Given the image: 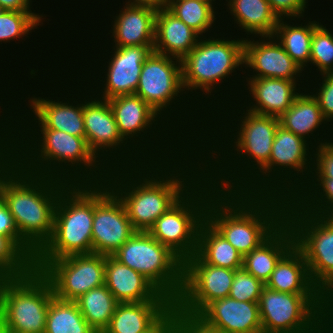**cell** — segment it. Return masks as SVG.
<instances>
[{
  "instance_id": "6da1fadb",
  "label": "cell",
  "mask_w": 333,
  "mask_h": 333,
  "mask_svg": "<svg viewBox=\"0 0 333 333\" xmlns=\"http://www.w3.org/2000/svg\"><path fill=\"white\" fill-rule=\"evenodd\" d=\"M9 82L10 79L6 82L8 88L1 87L5 91L10 89L8 92L0 89V127L14 141L17 163L28 172L71 184L106 182L109 170L91 152L86 137L46 128L26 106L22 107L16 99L18 91H12L14 87L9 88ZM4 93L12 95L6 98Z\"/></svg>"
},
{
  "instance_id": "7a4b0ae2",
  "label": "cell",
  "mask_w": 333,
  "mask_h": 333,
  "mask_svg": "<svg viewBox=\"0 0 333 333\" xmlns=\"http://www.w3.org/2000/svg\"><path fill=\"white\" fill-rule=\"evenodd\" d=\"M219 109L209 117L200 145L205 174L218 190L239 191L269 161L279 118L253 113L235 101Z\"/></svg>"
},
{
  "instance_id": "3957f363",
  "label": "cell",
  "mask_w": 333,
  "mask_h": 333,
  "mask_svg": "<svg viewBox=\"0 0 333 333\" xmlns=\"http://www.w3.org/2000/svg\"><path fill=\"white\" fill-rule=\"evenodd\" d=\"M204 174L202 148L190 146L170 161L110 169L106 183L123 202L133 228L148 232Z\"/></svg>"
},
{
  "instance_id": "277c9868",
  "label": "cell",
  "mask_w": 333,
  "mask_h": 333,
  "mask_svg": "<svg viewBox=\"0 0 333 333\" xmlns=\"http://www.w3.org/2000/svg\"><path fill=\"white\" fill-rule=\"evenodd\" d=\"M243 59L244 39L239 35L233 36V33L231 35V33L221 31L212 36L201 37L198 44L181 60L182 84L187 97L195 105L198 104V108L208 118L216 110H219L221 105L238 98L244 81L242 76L244 72ZM217 92H220V95Z\"/></svg>"
},
{
  "instance_id": "5b68a950",
  "label": "cell",
  "mask_w": 333,
  "mask_h": 333,
  "mask_svg": "<svg viewBox=\"0 0 333 333\" xmlns=\"http://www.w3.org/2000/svg\"><path fill=\"white\" fill-rule=\"evenodd\" d=\"M287 202L279 195L218 190L206 206V220L244 256L285 221Z\"/></svg>"
},
{
  "instance_id": "8992f818",
  "label": "cell",
  "mask_w": 333,
  "mask_h": 333,
  "mask_svg": "<svg viewBox=\"0 0 333 333\" xmlns=\"http://www.w3.org/2000/svg\"><path fill=\"white\" fill-rule=\"evenodd\" d=\"M135 95L140 96L190 146H200L205 140L209 118L186 97L180 59L152 51L143 63Z\"/></svg>"
},
{
  "instance_id": "52a82bcc",
  "label": "cell",
  "mask_w": 333,
  "mask_h": 333,
  "mask_svg": "<svg viewBox=\"0 0 333 333\" xmlns=\"http://www.w3.org/2000/svg\"><path fill=\"white\" fill-rule=\"evenodd\" d=\"M70 184L28 172L18 163L0 184L5 205L14 217L20 238L36 254L52 237L58 199Z\"/></svg>"
},
{
  "instance_id": "ba28073f",
  "label": "cell",
  "mask_w": 333,
  "mask_h": 333,
  "mask_svg": "<svg viewBox=\"0 0 333 333\" xmlns=\"http://www.w3.org/2000/svg\"><path fill=\"white\" fill-rule=\"evenodd\" d=\"M108 102L119 133L146 161H170L190 147L140 96L121 95Z\"/></svg>"
},
{
  "instance_id": "9c48e42d",
  "label": "cell",
  "mask_w": 333,
  "mask_h": 333,
  "mask_svg": "<svg viewBox=\"0 0 333 333\" xmlns=\"http://www.w3.org/2000/svg\"><path fill=\"white\" fill-rule=\"evenodd\" d=\"M313 148L304 138L279 125L269 161L239 191L293 198L310 179Z\"/></svg>"
},
{
  "instance_id": "30bf717a",
  "label": "cell",
  "mask_w": 333,
  "mask_h": 333,
  "mask_svg": "<svg viewBox=\"0 0 333 333\" xmlns=\"http://www.w3.org/2000/svg\"><path fill=\"white\" fill-rule=\"evenodd\" d=\"M93 215L94 183L70 184L58 199L52 237L36 254L35 261L93 253Z\"/></svg>"
},
{
  "instance_id": "8fae6325",
  "label": "cell",
  "mask_w": 333,
  "mask_h": 333,
  "mask_svg": "<svg viewBox=\"0 0 333 333\" xmlns=\"http://www.w3.org/2000/svg\"><path fill=\"white\" fill-rule=\"evenodd\" d=\"M263 333H333V310L323 294H294L263 287Z\"/></svg>"
},
{
  "instance_id": "7c38bea8",
  "label": "cell",
  "mask_w": 333,
  "mask_h": 333,
  "mask_svg": "<svg viewBox=\"0 0 333 333\" xmlns=\"http://www.w3.org/2000/svg\"><path fill=\"white\" fill-rule=\"evenodd\" d=\"M285 221L293 231L295 246L305 257L313 284L333 310V216L309 213L291 198Z\"/></svg>"
},
{
  "instance_id": "4fadbf2b",
  "label": "cell",
  "mask_w": 333,
  "mask_h": 333,
  "mask_svg": "<svg viewBox=\"0 0 333 333\" xmlns=\"http://www.w3.org/2000/svg\"><path fill=\"white\" fill-rule=\"evenodd\" d=\"M218 191L204 174L148 231L183 262L197 252L198 232L206 219L209 199Z\"/></svg>"
},
{
  "instance_id": "5bb4252c",
  "label": "cell",
  "mask_w": 333,
  "mask_h": 333,
  "mask_svg": "<svg viewBox=\"0 0 333 333\" xmlns=\"http://www.w3.org/2000/svg\"><path fill=\"white\" fill-rule=\"evenodd\" d=\"M52 285L37 270L0 280V324L13 333H44Z\"/></svg>"
},
{
  "instance_id": "9a60e30c",
  "label": "cell",
  "mask_w": 333,
  "mask_h": 333,
  "mask_svg": "<svg viewBox=\"0 0 333 333\" xmlns=\"http://www.w3.org/2000/svg\"><path fill=\"white\" fill-rule=\"evenodd\" d=\"M175 302L183 287V261L149 232L137 231L113 255Z\"/></svg>"
},
{
  "instance_id": "2e32d148",
  "label": "cell",
  "mask_w": 333,
  "mask_h": 333,
  "mask_svg": "<svg viewBox=\"0 0 333 333\" xmlns=\"http://www.w3.org/2000/svg\"><path fill=\"white\" fill-rule=\"evenodd\" d=\"M84 84L85 82H83L84 129L91 152L108 170L146 163L147 161L119 133L108 100L95 96Z\"/></svg>"
},
{
  "instance_id": "e0dca14e",
  "label": "cell",
  "mask_w": 333,
  "mask_h": 333,
  "mask_svg": "<svg viewBox=\"0 0 333 333\" xmlns=\"http://www.w3.org/2000/svg\"><path fill=\"white\" fill-rule=\"evenodd\" d=\"M108 40H109V37H107V40H105V39L103 40L105 42L107 41L106 44L103 43L104 45L102 44V46L100 47V48H102V50L104 47V50L102 51L103 53L102 54L99 53L97 55L98 58L102 57L104 59H102V58L96 59L97 61L99 60L97 62L95 60V58L92 59V57H90L91 58L90 60L92 62H95L96 64L91 63V61L89 62V60H88V62L85 64L90 65L91 70H90V67L87 68L84 66V68H85L84 69V68H82V65H80L81 69H79V70L74 69V71H77V73H78V75H76V76L81 77L80 79H83L81 81L86 82V83L88 82L86 85L88 86V88H90L91 92L95 96H97L101 99L109 100L113 97H117V96H121V95L135 94L138 83H139V77L141 75V69H142L143 63H144L145 59L153 51L154 46H129V47H111L110 48V47H107V45L109 44L108 42H110V40L109 41ZM109 48H110V50H109ZM101 61H103V62H101ZM92 64H94V67H96V68H94ZM97 64H99V65H97ZM100 64H101V66H100ZM97 66H99L100 68ZM82 69L85 72L86 71L88 72V70H90V71L88 73L86 72L84 74ZM80 70H82V76L78 72ZM93 71H94V73H93ZM101 73L104 75H102ZM91 74H92V76H91ZM83 76H85V77H83ZM90 78H92L94 81ZM96 78H98V79L96 80ZM98 80H100V81H98ZM91 82H92V84H91ZM93 85L94 86L97 85V86L94 87ZM93 87H94V89H93Z\"/></svg>"
},
{
  "instance_id": "ac0fdd59",
  "label": "cell",
  "mask_w": 333,
  "mask_h": 333,
  "mask_svg": "<svg viewBox=\"0 0 333 333\" xmlns=\"http://www.w3.org/2000/svg\"><path fill=\"white\" fill-rule=\"evenodd\" d=\"M105 259V255L98 253L76 254L52 261H34V269L50 282L55 297L75 301L105 284Z\"/></svg>"
},
{
  "instance_id": "d6986e66",
  "label": "cell",
  "mask_w": 333,
  "mask_h": 333,
  "mask_svg": "<svg viewBox=\"0 0 333 333\" xmlns=\"http://www.w3.org/2000/svg\"><path fill=\"white\" fill-rule=\"evenodd\" d=\"M78 78H76V80H75L78 83L76 87L74 85L68 86V85L64 84L65 82L68 81L67 78H65V81H61L60 79L59 80L51 79V81L49 80V81H47V83L50 82L51 83L50 85H52V83H53V86H54L55 82H56L57 84L55 85L56 87L54 86V88H57V87L59 88V89L58 88L54 89L53 86L51 87L53 90H55V93H54V91L52 93V89L50 87L48 88L49 91H47L48 90L46 88L47 86H45V88L43 87L42 89L46 90V91L43 92L41 90V93H39V94H41L40 96H39V94L36 95L37 93H35V91L32 90L31 97H30V94H31V92H30V93H28L29 95L27 94V96H26L27 99L24 98V96H21V98H19V97H17V98L19 100L21 99L20 100L21 103L26 102L22 105L27 106V109L46 128L60 130L65 133L77 136V137H85L84 118H83V85H82L83 81L80 82L81 79H80V77H78ZM57 81H59L61 83L59 84ZM58 84H59V86L64 85L66 88L65 89L66 91L64 90L63 87H59ZM79 84H81V85L79 86ZM60 88L63 89L64 91L61 90ZM71 88H72V90H71ZM50 89H51V91H50ZM59 90L63 91L62 92L63 94ZM33 92L35 94H33ZM45 92L47 93V95ZM64 92L65 93L68 92L67 94H69V95L65 94ZM43 93L45 94V96L43 95ZM54 94H56V95H54ZM58 94L60 97H57ZM50 95H52V96L50 97ZM66 97H68V98H66ZM24 99H26V100H24ZM22 100H23V102H22Z\"/></svg>"
},
{
  "instance_id": "ffe728a7",
  "label": "cell",
  "mask_w": 333,
  "mask_h": 333,
  "mask_svg": "<svg viewBox=\"0 0 333 333\" xmlns=\"http://www.w3.org/2000/svg\"><path fill=\"white\" fill-rule=\"evenodd\" d=\"M235 270L207 264L197 253L183 262V287L174 305L199 315L211 302L229 297Z\"/></svg>"
},
{
  "instance_id": "44dd1931",
  "label": "cell",
  "mask_w": 333,
  "mask_h": 333,
  "mask_svg": "<svg viewBox=\"0 0 333 333\" xmlns=\"http://www.w3.org/2000/svg\"><path fill=\"white\" fill-rule=\"evenodd\" d=\"M136 232L119 197L106 182L94 183L93 253L112 256Z\"/></svg>"
},
{
  "instance_id": "7402d4cb",
  "label": "cell",
  "mask_w": 333,
  "mask_h": 333,
  "mask_svg": "<svg viewBox=\"0 0 333 333\" xmlns=\"http://www.w3.org/2000/svg\"><path fill=\"white\" fill-rule=\"evenodd\" d=\"M243 63L244 78L308 81L305 72L286 53L274 36L245 38Z\"/></svg>"
},
{
  "instance_id": "603a6c76",
  "label": "cell",
  "mask_w": 333,
  "mask_h": 333,
  "mask_svg": "<svg viewBox=\"0 0 333 333\" xmlns=\"http://www.w3.org/2000/svg\"><path fill=\"white\" fill-rule=\"evenodd\" d=\"M306 82L278 78H244L243 89L236 102L242 101L240 105L253 113L279 118L306 89Z\"/></svg>"
},
{
  "instance_id": "cb8c5ba5",
  "label": "cell",
  "mask_w": 333,
  "mask_h": 333,
  "mask_svg": "<svg viewBox=\"0 0 333 333\" xmlns=\"http://www.w3.org/2000/svg\"><path fill=\"white\" fill-rule=\"evenodd\" d=\"M173 301L119 303L103 333H170Z\"/></svg>"
},
{
  "instance_id": "d4e9b609",
  "label": "cell",
  "mask_w": 333,
  "mask_h": 333,
  "mask_svg": "<svg viewBox=\"0 0 333 333\" xmlns=\"http://www.w3.org/2000/svg\"><path fill=\"white\" fill-rule=\"evenodd\" d=\"M119 10L108 16L110 30L109 47L154 46L155 43V16L157 10L148 6L122 5ZM122 7H121V6Z\"/></svg>"
},
{
  "instance_id": "484cf974",
  "label": "cell",
  "mask_w": 333,
  "mask_h": 333,
  "mask_svg": "<svg viewBox=\"0 0 333 333\" xmlns=\"http://www.w3.org/2000/svg\"><path fill=\"white\" fill-rule=\"evenodd\" d=\"M303 91L279 117V124L304 138L313 147L333 141V127L323 117L317 100L308 90Z\"/></svg>"
},
{
  "instance_id": "4316f807",
  "label": "cell",
  "mask_w": 333,
  "mask_h": 333,
  "mask_svg": "<svg viewBox=\"0 0 333 333\" xmlns=\"http://www.w3.org/2000/svg\"><path fill=\"white\" fill-rule=\"evenodd\" d=\"M224 8L226 11H221L220 20L225 22L228 20L227 28H225V24L221 25L222 30L225 29L228 32V26H231L230 31L231 34H236L232 32L233 26L237 29V36L239 34L242 35L243 39L249 37H262V36H273L276 26L280 20V18L275 14L272 10L268 0H224ZM228 12V14H227ZM223 13V14H222ZM226 13V14H225ZM225 14V17H224ZM230 22L229 23V18ZM223 18V19H222ZM225 18V19H224ZM227 19V20H226ZM232 20V21H231ZM230 24V25H229ZM236 24V25H235ZM240 32H239V31ZM244 32V33H242ZM247 34V35H246ZM244 35V36H243ZM246 36V37H245Z\"/></svg>"
},
{
  "instance_id": "83f0119b",
  "label": "cell",
  "mask_w": 333,
  "mask_h": 333,
  "mask_svg": "<svg viewBox=\"0 0 333 333\" xmlns=\"http://www.w3.org/2000/svg\"><path fill=\"white\" fill-rule=\"evenodd\" d=\"M198 316L223 333H263L258 302L225 297L211 302Z\"/></svg>"
},
{
  "instance_id": "f1b7e54d",
  "label": "cell",
  "mask_w": 333,
  "mask_h": 333,
  "mask_svg": "<svg viewBox=\"0 0 333 333\" xmlns=\"http://www.w3.org/2000/svg\"><path fill=\"white\" fill-rule=\"evenodd\" d=\"M105 285L119 303L172 301L142 274L113 256L105 259Z\"/></svg>"
},
{
  "instance_id": "f546056e",
  "label": "cell",
  "mask_w": 333,
  "mask_h": 333,
  "mask_svg": "<svg viewBox=\"0 0 333 333\" xmlns=\"http://www.w3.org/2000/svg\"><path fill=\"white\" fill-rule=\"evenodd\" d=\"M201 36L167 8L157 10L153 51L182 60L199 42Z\"/></svg>"
},
{
  "instance_id": "4dcf8cb0",
  "label": "cell",
  "mask_w": 333,
  "mask_h": 333,
  "mask_svg": "<svg viewBox=\"0 0 333 333\" xmlns=\"http://www.w3.org/2000/svg\"><path fill=\"white\" fill-rule=\"evenodd\" d=\"M295 245L290 225L284 221L264 242L243 256V268L264 284L279 260Z\"/></svg>"
},
{
  "instance_id": "1f68e13d",
  "label": "cell",
  "mask_w": 333,
  "mask_h": 333,
  "mask_svg": "<svg viewBox=\"0 0 333 333\" xmlns=\"http://www.w3.org/2000/svg\"><path fill=\"white\" fill-rule=\"evenodd\" d=\"M319 19L318 17V20H312L310 15L302 18H280L273 34L286 53L307 72V80L310 74L311 40L314 29L322 21Z\"/></svg>"
},
{
  "instance_id": "d6a6232c",
  "label": "cell",
  "mask_w": 333,
  "mask_h": 333,
  "mask_svg": "<svg viewBox=\"0 0 333 333\" xmlns=\"http://www.w3.org/2000/svg\"><path fill=\"white\" fill-rule=\"evenodd\" d=\"M265 286L278 292L322 294L310 278L303 253L295 245L276 264Z\"/></svg>"
},
{
  "instance_id": "836d02e7",
  "label": "cell",
  "mask_w": 333,
  "mask_h": 333,
  "mask_svg": "<svg viewBox=\"0 0 333 333\" xmlns=\"http://www.w3.org/2000/svg\"><path fill=\"white\" fill-rule=\"evenodd\" d=\"M207 264L232 270L243 266V255L206 219L198 232L196 252Z\"/></svg>"
},
{
  "instance_id": "e575fe53",
  "label": "cell",
  "mask_w": 333,
  "mask_h": 333,
  "mask_svg": "<svg viewBox=\"0 0 333 333\" xmlns=\"http://www.w3.org/2000/svg\"><path fill=\"white\" fill-rule=\"evenodd\" d=\"M166 8L201 37L212 36L222 30L219 25L221 13L209 3L197 0H167Z\"/></svg>"
},
{
  "instance_id": "d590c367",
  "label": "cell",
  "mask_w": 333,
  "mask_h": 333,
  "mask_svg": "<svg viewBox=\"0 0 333 333\" xmlns=\"http://www.w3.org/2000/svg\"><path fill=\"white\" fill-rule=\"evenodd\" d=\"M75 302L86 322L96 333H103L108 328L119 304L105 284L89 290Z\"/></svg>"
},
{
  "instance_id": "8d00e7d4",
  "label": "cell",
  "mask_w": 333,
  "mask_h": 333,
  "mask_svg": "<svg viewBox=\"0 0 333 333\" xmlns=\"http://www.w3.org/2000/svg\"><path fill=\"white\" fill-rule=\"evenodd\" d=\"M37 11L38 13L4 10L0 15V47L3 46V43L7 45L8 42L10 44H13L12 47L15 43L21 44L20 42H22L23 44L24 41L30 39V37L32 36V32H35L36 29L38 30L39 27L45 26V22L47 23L48 21L47 25H50L49 21L51 20L50 18L46 19V17L51 16H49L48 14L45 15L44 11ZM12 41H15V43H11Z\"/></svg>"
},
{
  "instance_id": "74e56055",
  "label": "cell",
  "mask_w": 333,
  "mask_h": 333,
  "mask_svg": "<svg viewBox=\"0 0 333 333\" xmlns=\"http://www.w3.org/2000/svg\"><path fill=\"white\" fill-rule=\"evenodd\" d=\"M44 333H96L86 322L75 301L57 297L48 307Z\"/></svg>"
},
{
  "instance_id": "f35d334b",
  "label": "cell",
  "mask_w": 333,
  "mask_h": 333,
  "mask_svg": "<svg viewBox=\"0 0 333 333\" xmlns=\"http://www.w3.org/2000/svg\"><path fill=\"white\" fill-rule=\"evenodd\" d=\"M292 199L309 213L333 216V179H309Z\"/></svg>"
},
{
  "instance_id": "ab89813d",
  "label": "cell",
  "mask_w": 333,
  "mask_h": 333,
  "mask_svg": "<svg viewBox=\"0 0 333 333\" xmlns=\"http://www.w3.org/2000/svg\"><path fill=\"white\" fill-rule=\"evenodd\" d=\"M327 27V24L321 22L313 31L309 78L333 73V29Z\"/></svg>"
},
{
  "instance_id": "60d3db41",
  "label": "cell",
  "mask_w": 333,
  "mask_h": 333,
  "mask_svg": "<svg viewBox=\"0 0 333 333\" xmlns=\"http://www.w3.org/2000/svg\"><path fill=\"white\" fill-rule=\"evenodd\" d=\"M34 262L8 237L0 235V278L29 274Z\"/></svg>"
},
{
  "instance_id": "b9f144b4",
  "label": "cell",
  "mask_w": 333,
  "mask_h": 333,
  "mask_svg": "<svg viewBox=\"0 0 333 333\" xmlns=\"http://www.w3.org/2000/svg\"><path fill=\"white\" fill-rule=\"evenodd\" d=\"M314 78L307 81L306 89L317 100L323 117L333 127V73L321 74L314 76Z\"/></svg>"
},
{
  "instance_id": "7bdbcfd3",
  "label": "cell",
  "mask_w": 333,
  "mask_h": 333,
  "mask_svg": "<svg viewBox=\"0 0 333 333\" xmlns=\"http://www.w3.org/2000/svg\"><path fill=\"white\" fill-rule=\"evenodd\" d=\"M265 284L243 267L236 269L229 297L243 302H259Z\"/></svg>"
},
{
  "instance_id": "ee69618b",
  "label": "cell",
  "mask_w": 333,
  "mask_h": 333,
  "mask_svg": "<svg viewBox=\"0 0 333 333\" xmlns=\"http://www.w3.org/2000/svg\"><path fill=\"white\" fill-rule=\"evenodd\" d=\"M310 179H333V141L313 148Z\"/></svg>"
},
{
  "instance_id": "f6af8a7d",
  "label": "cell",
  "mask_w": 333,
  "mask_h": 333,
  "mask_svg": "<svg viewBox=\"0 0 333 333\" xmlns=\"http://www.w3.org/2000/svg\"><path fill=\"white\" fill-rule=\"evenodd\" d=\"M0 235L10 238L33 262L35 261L36 253L20 238L14 217L5 204L0 208Z\"/></svg>"
},
{
  "instance_id": "bcb514c9",
  "label": "cell",
  "mask_w": 333,
  "mask_h": 333,
  "mask_svg": "<svg viewBox=\"0 0 333 333\" xmlns=\"http://www.w3.org/2000/svg\"><path fill=\"white\" fill-rule=\"evenodd\" d=\"M311 0H268L272 10L279 18H302L308 16ZM307 9V11H306ZM306 13V14H305Z\"/></svg>"
},
{
  "instance_id": "7dc6e473",
  "label": "cell",
  "mask_w": 333,
  "mask_h": 333,
  "mask_svg": "<svg viewBox=\"0 0 333 333\" xmlns=\"http://www.w3.org/2000/svg\"><path fill=\"white\" fill-rule=\"evenodd\" d=\"M17 164L13 139L0 127V184L4 176Z\"/></svg>"
},
{
  "instance_id": "c3c4849f",
  "label": "cell",
  "mask_w": 333,
  "mask_h": 333,
  "mask_svg": "<svg viewBox=\"0 0 333 333\" xmlns=\"http://www.w3.org/2000/svg\"><path fill=\"white\" fill-rule=\"evenodd\" d=\"M36 1V0H35ZM34 0H0V6L4 10L35 12L33 9Z\"/></svg>"
},
{
  "instance_id": "681fc988",
  "label": "cell",
  "mask_w": 333,
  "mask_h": 333,
  "mask_svg": "<svg viewBox=\"0 0 333 333\" xmlns=\"http://www.w3.org/2000/svg\"><path fill=\"white\" fill-rule=\"evenodd\" d=\"M122 4L126 5H137V6H148L156 10L167 7V0H122Z\"/></svg>"
},
{
  "instance_id": "f907efd6",
  "label": "cell",
  "mask_w": 333,
  "mask_h": 333,
  "mask_svg": "<svg viewBox=\"0 0 333 333\" xmlns=\"http://www.w3.org/2000/svg\"><path fill=\"white\" fill-rule=\"evenodd\" d=\"M197 1H201V2H205V3H209V4H211L215 9H217L218 10V12H219V10L221 9L222 11H223V6L224 5H222V4H224V2H223V0H197ZM219 1V2H218ZM218 2V3H217ZM222 2V3H221ZM221 3V4H220ZM219 5V7H217L218 5ZM216 5V6H215ZM221 7V8H220ZM220 8V9H219Z\"/></svg>"
},
{
  "instance_id": "816d5d0a",
  "label": "cell",
  "mask_w": 333,
  "mask_h": 333,
  "mask_svg": "<svg viewBox=\"0 0 333 333\" xmlns=\"http://www.w3.org/2000/svg\"><path fill=\"white\" fill-rule=\"evenodd\" d=\"M5 204V198L3 192L0 190V208Z\"/></svg>"
},
{
  "instance_id": "f5cc1de1",
  "label": "cell",
  "mask_w": 333,
  "mask_h": 333,
  "mask_svg": "<svg viewBox=\"0 0 333 333\" xmlns=\"http://www.w3.org/2000/svg\"><path fill=\"white\" fill-rule=\"evenodd\" d=\"M0 333H9V332L0 324Z\"/></svg>"
},
{
  "instance_id": "db71d44e",
  "label": "cell",
  "mask_w": 333,
  "mask_h": 333,
  "mask_svg": "<svg viewBox=\"0 0 333 333\" xmlns=\"http://www.w3.org/2000/svg\"><path fill=\"white\" fill-rule=\"evenodd\" d=\"M3 11L4 9L0 6V15L2 14Z\"/></svg>"
}]
</instances>
